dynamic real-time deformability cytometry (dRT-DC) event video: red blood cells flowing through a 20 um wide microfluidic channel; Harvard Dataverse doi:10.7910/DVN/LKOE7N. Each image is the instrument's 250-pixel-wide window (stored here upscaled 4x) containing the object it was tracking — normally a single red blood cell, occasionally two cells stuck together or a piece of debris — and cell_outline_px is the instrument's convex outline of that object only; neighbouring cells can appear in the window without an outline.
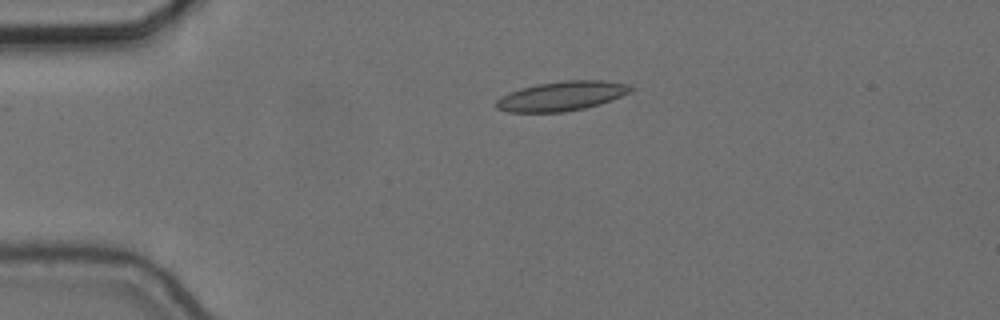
{"species": "common noctule bat (a hibernating species)", "species_latin": "Nyctalus noctula", "temperature_condition": "cold", "stored_images_in_passage": 44, "camera_frame_rate_fps": 3000, "um_per_image_px": 0.085, "animal": {"sex": "female", "body_mass_g": 24.6, "forearm_length_mm": 56.2}, "frame": {"image": 1, "passage_image": 1, "time_ms": 0.0, "image_size_px": [1000, 320], "cell_outline_px": [[636, 88], [620, 96], [600, 104], [584, 108], [564, 112], [508, 112], [496, 108], [492, 104], [500, 96], [508, 92], [520, 88], [536, 84], [564, 80], [604, 80], [628, 84]], "centroid_in_image_um": [47.68, 8.16], "position_along_channel_um": 37.3, "area_um2": 23.29}}
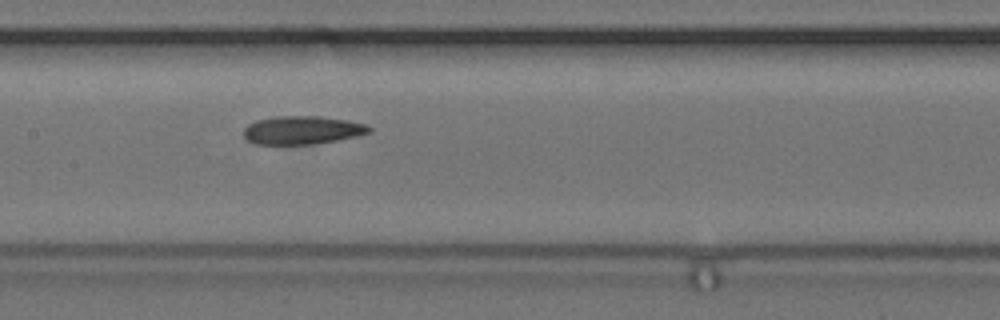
{"frame": {"image": 2, "passage_image": 16, "time_ms": 5.0, "image_size_px": [1000, 320], "cell_outline_px": [[372, 132], [356, 136], [336, 140], [312, 144], [256, 144], [248, 140], [244, 136], [244, 128], [248, 124], [256, 120], [272, 116], [320, 116], [348, 120], [364, 124], [372, 128]], "centroid_in_image_um": [25.68, 11.05], "position_along_channel_um": 181.7, "area_um2": 20.69}}
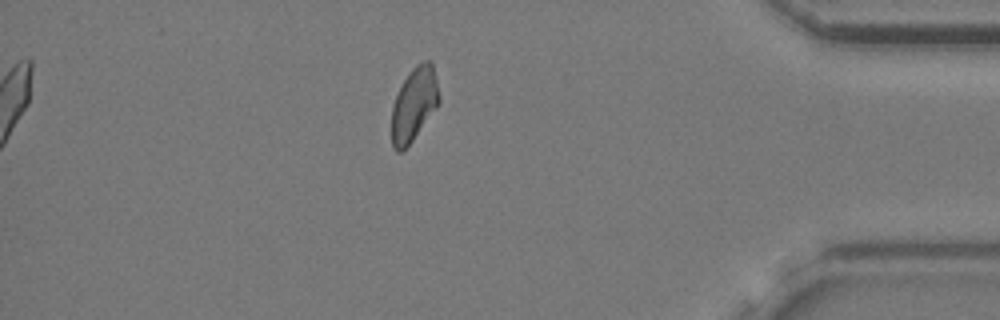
{"frame": {"image": 3, "passage_image": 37, "time_ms": 12.0, "image_size_px": [1000, 320], "cell_outline_px": [[440, 104], [412, 140], [400, 152], [396, 152], [392, 148], [392, 104], [408, 72], [416, 64], [424, 60], [432, 60], [440, 96]], "centroid_in_image_um": [35.21, 8.83], "position_along_channel_um": 400.0, "area_um2": 20.4}, "authors_computed_cell_mechanics": {"area_um2": 20.8658, "velocity_mm_per_s": 3.6491, "shape_relaxation_time_tau1_ms": null, "shape_relaxation_time_tau2_ms": 6.0758, "deformation_change_tau1": null, "deformation_change_tau2": 0.1278}}